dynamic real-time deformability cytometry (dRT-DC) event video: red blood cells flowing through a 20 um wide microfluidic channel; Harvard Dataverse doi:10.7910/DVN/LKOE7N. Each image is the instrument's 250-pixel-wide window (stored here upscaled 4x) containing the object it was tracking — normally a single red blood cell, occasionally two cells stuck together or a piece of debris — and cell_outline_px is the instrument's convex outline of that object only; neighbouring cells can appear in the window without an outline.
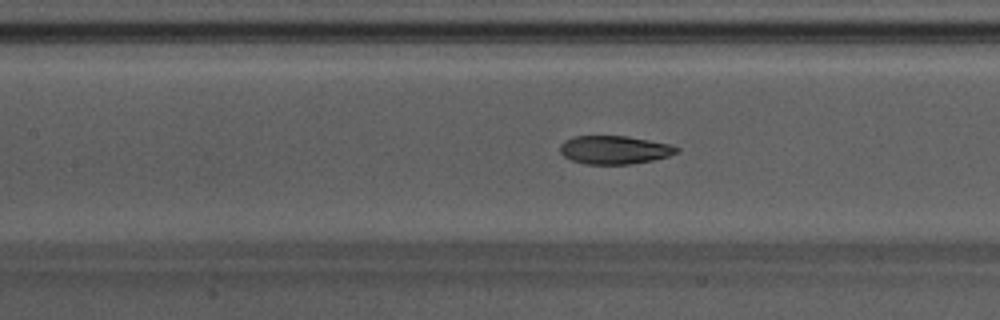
{"species": "Egyptian fruit bat (a non-hibernating species)", "species_latin": "Rousettus aegyptiacus", "temperature_condition": "warm", "stored_images_in_passage": 53, "camera_frame_rate_fps": 3000, "um_per_image_px": 0.085, "animal": {"sex": "male"}, "frame": {"image": 1, "passage_image": 23, "time_ms": 7.333, "image_size_px": [1000, 320], "cell_outline_px": [[680, 152], [668, 156], [652, 160], [628, 164], [588, 164], [572, 160], [564, 156], [560, 152], [560, 144], [564, 140], [576, 136], [628, 136], [668, 144], [680, 148]], "centroid_in_image_um": [52.22, 12.73], "position_along_channel_um": 155.2, "area_um2": 19.13}}
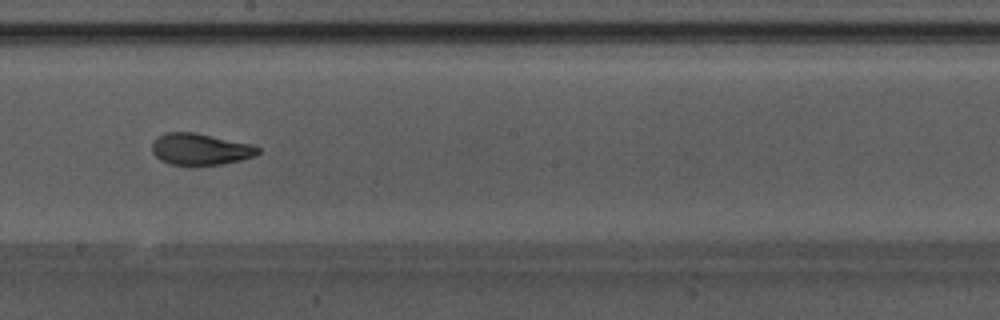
{"frame": {"image": 2, "passage_image": 29, "time_ms": 9.333, "image_size_px": [1000, 320], "cell_outline_px": [[260, 152], [252, 156], [240, 160], [220, 164], [172, 164], [160, 160], [152, 152], [152, 144], [156, 136], [168, 132], [192, 132], [252, 144], [260, 148]], "centroid_in_image_um": [17.0, 12.66], "position_along_channel_um": 231.2, "area_um2": 19.13}}
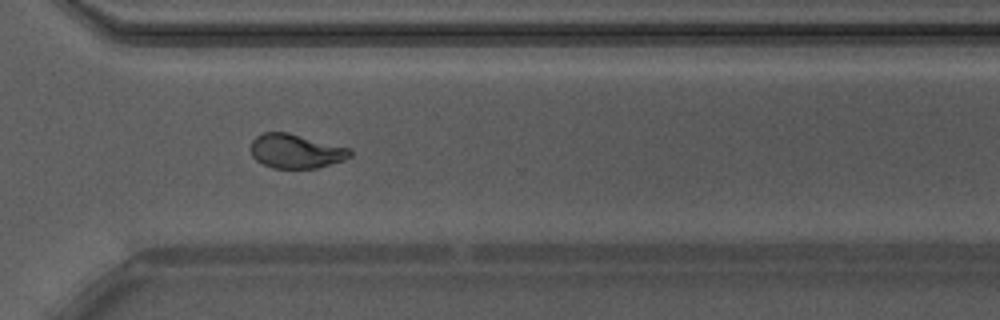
{"frame": {"image": 3, "passage_image": 38, "time_ms": 12.333, "image_size_px": [1000, 320], "cell_outline_px": [[352, 156], [344, 160], [316, 168], [272, 168], [256, 160], [252, 156], [248, 148], [252, 140], [256, 136], [264, 132], [288, 132], [352, 148]], "centroid_in_image_um": [25.14, 12.84], "position_along_channel_um": 345.5, "area_um2": 20.11}, "authors_computed_cell_mechanics": {"area_um2": 20.3456, "velocity_mm_per_s": 3.811, "shape_relaxation_time_tau1_ms": null, "shape_relaxation_time_tau2_ms": 1.5318, "deformation_change_tau1": null, "deformation_change_tau2": 0.0711}}